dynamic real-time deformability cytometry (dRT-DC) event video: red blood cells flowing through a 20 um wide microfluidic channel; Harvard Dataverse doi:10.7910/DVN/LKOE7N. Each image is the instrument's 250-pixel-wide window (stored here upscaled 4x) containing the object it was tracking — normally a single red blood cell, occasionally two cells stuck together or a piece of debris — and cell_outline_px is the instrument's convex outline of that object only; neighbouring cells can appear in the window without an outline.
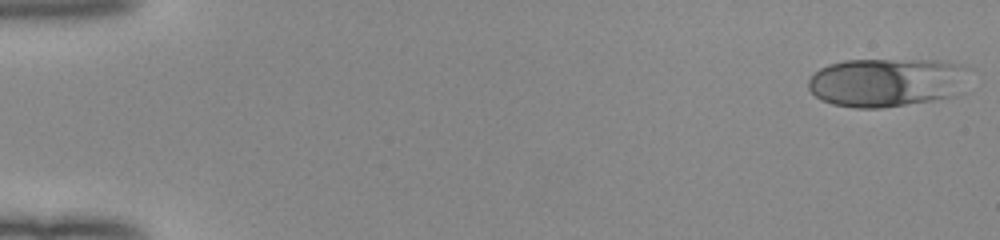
{"species": "human", "species_latin": "Homo sapiens", "temperature_condition": "room temperature", "stored_images_in_passage": 51, "camera_frame_rate_fps": 3000, "um_per_image_px": 0.085, "donor": {"sex": "female"}, "frame": {"image": 1, "passage_image": 1, "time_ms": 0.0, "image_size_px": [1000, 240], "cell_outline_px": [[972, 68], [956, 96], [932, 100], [880, 108], [856, 108], [832, 104], [820, 100], [808, 88], [808, 80], [820, 68], [828, 64], [844, 60], [936, 60], [960, 64]], "centroid_in_image_um": [75.38, 6.99], "position_along_channel_um": 9.6, "area_um2": 45.89}}
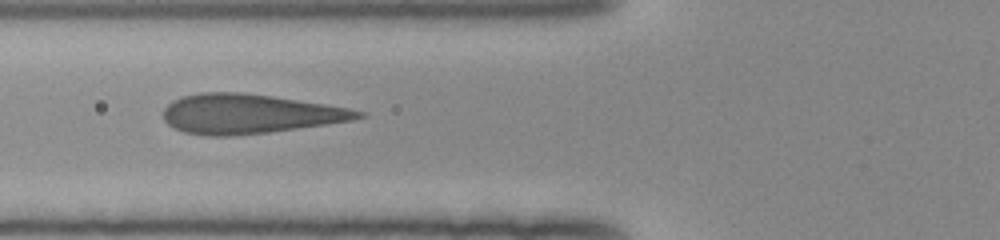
{"frame": {"image": 2, "passage_image": 20, "time_ms": 6.333, "image_size_px": [1000, 240], "cell_outline_px": [[368, 116], [352, 120], [268, 132], [232, 136], [208, 136], [184, 132], [168, 124], [164, 120], [164, 108], [172, 100], [180, 96], [200, 92], [240, 92], [272, 96], [324, 104], [348, 108], [364, 112]], "centroid_in_image_um": [21.15, 9.67], "position_along_channel_um": 104.7, "area_um2": 44.56}}
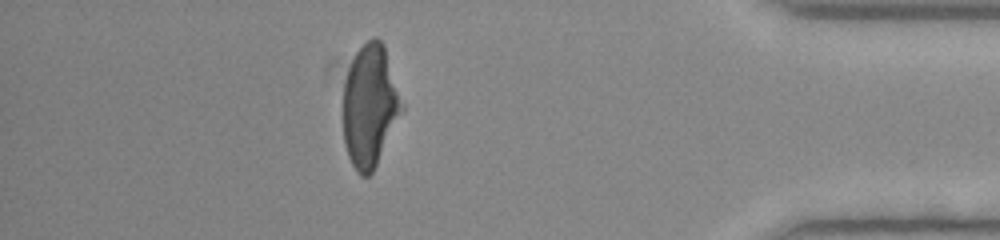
{"frame": {"image": 3, "passage_image": 45, "time_ms": 14.667, "image_size_px": [1000, 240], "cell_outline_px": [[404, 108], [372, 172], [368, 176], [360, 176], [356, 172], [348, 156], [344, 144], [344, 80], [348, 68], [356, 52], [372, 36], [376, 36], [384, 44], [404, 104]], "centroid_in_image_um": [31.44, 8.97], "position_along_channel_um": 403.8, "area_um2": 41.67}}